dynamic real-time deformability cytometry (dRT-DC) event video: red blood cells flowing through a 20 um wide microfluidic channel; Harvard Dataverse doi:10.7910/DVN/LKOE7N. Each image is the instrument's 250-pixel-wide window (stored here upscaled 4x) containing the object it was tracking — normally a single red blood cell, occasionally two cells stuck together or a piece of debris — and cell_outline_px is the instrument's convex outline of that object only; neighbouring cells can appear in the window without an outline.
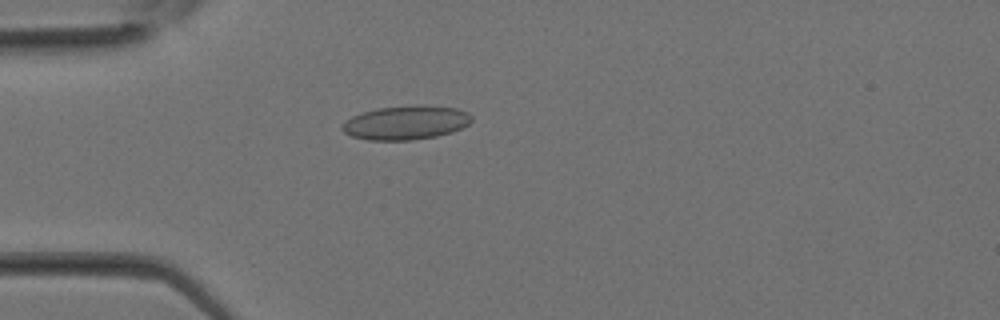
{"species": "Egyptian fruit bat (a non-hibernating species)", "species_latin": "Rousettus aegyptiacus", "temperature_condition": "room temperature", "stored_images_in_passage": 26, "camera_frame_rate_fps": 3000, "um_per_image_px": 0.085, "animal": {"sex": "female"}, "frame": {"image": 1, "passage_image": 3, "time_ms": 0.667, "image_size_px": [1000, 320], "cell_outline_px": [[472, 120], [468, 124], [452, 132], [436, 136], [412, 140], [368, 140], [352, 136], [344, 132], [340, 128], [344, 120], [352, 116], [376, 108], [424, 104], [456, 108], [468, 112], [472, 116]], "centroid_in_image_um": [34.49, 10.41], "position_along_channel_um": 50.5, "area_um2": 25.78}}
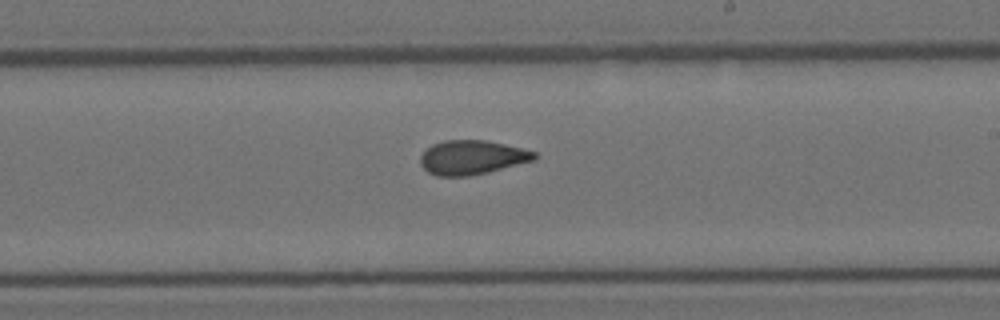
{"frame": {"image": 2, "passage_image": 13, "time_ms": 4.0, "image_size_px": [1000, 320], "cell_outline_px": [[536, 160], [488, 172], [468, 176], [436, 176], [428, 172], [420, 164], [420, 156], [432, 144], [444, 140], [484, 140], [504, 144], [536, 152]], "centroid_in_image_um": [40.11, 13.38], "position_along_channel_um": 248.9, "area_um2": 22.66}}
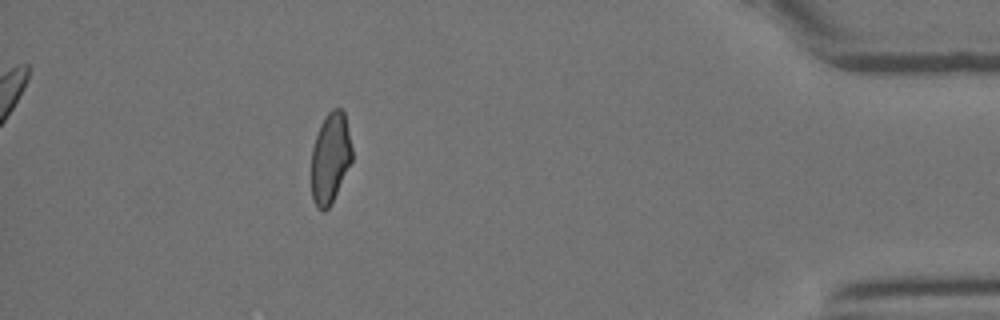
{"frame": {"image": 3, "passage_image": 23, "time_ms": 7.333, "image_size_px": [1000, 320], "cell_outline_px": [[352, 160], [332, 204], [324, 212], [316, 208], [312, 200], [312, 148], [320, 124], [324, 116], [332, 108], [340, 108], [344, 112], [352, 148]], "centroid_in_image_um": [28.07, 13.45], "position_along_channel_um": 407.1, "area_um2": 21.62}}